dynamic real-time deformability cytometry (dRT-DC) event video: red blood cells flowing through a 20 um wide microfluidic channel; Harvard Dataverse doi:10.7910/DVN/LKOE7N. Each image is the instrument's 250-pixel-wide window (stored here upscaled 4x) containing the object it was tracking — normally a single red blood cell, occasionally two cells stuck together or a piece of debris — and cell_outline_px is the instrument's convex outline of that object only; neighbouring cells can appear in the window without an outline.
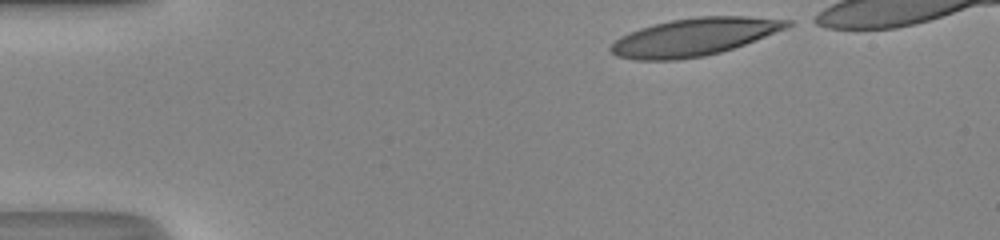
{"species": "human", "species_latin": "Homo sapiens", "temperature_condition": "room temperature", "stored_images_in_passage": 33, "camera_frame_rate_fps": 3000, "um_per_image_px": 0.085, "donor": {"sex": "male"}, "frame": {"image": 1, "passage_image": 1, "time_ms": 0.0, "image_size_px": [1000, 240], "cell_outline_px": [[792, 24], [784, 28], [744, 44], [720, 52], [704, 56], [672, 60], [636, 60], [616, 56], [608, 48], [620, 36], [640, 28], [672, 20], [696, 16], [744, 16], [792, 20]], "centroid_in_image_um": [58.95, 3.14], "position_along_channel_um": 26.0, "area_um2": 38.15}}
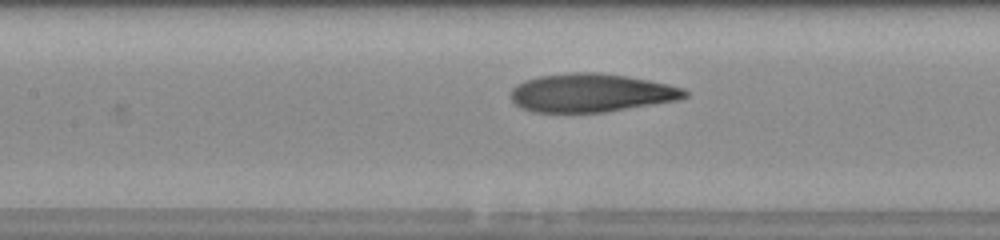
{"frame": {"image": 2, "passage_image": 16, "time_ms": 5.0, "image_size_px": [1000, 240], "cell_outline_px": [[688, 96], [676, 100], [604, 112], [532, 112], [516, 104], [512, 100], [512, 88], [516, 84], [524, 80], [540, 76], [568, 72], [596, 72], [624, 76], [648, 80], [668, 84], [684, 88], [688, 92]], "centroid_in_image_um": [50.23, 7.88], "position_along_channel_um": 157.2, "area_um2": 38.67}}
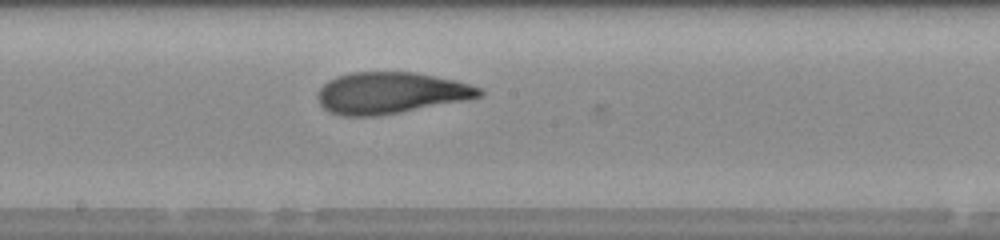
{"frame": {"image": 3, "passage_image": 20, "time_ms": 6.333, "image_size_px": [1000, 240], "cell_outline_px": [[484, 96], [464, 100], [400, 112], [376, 116], [344, 116], [332, 112], [324, 108], [320, 104], [316, 96], [320, 88], [328, 80], [336, 76], [352, 72], [416, 72], [456, 80], [480, 88], [484, 92]], "centroid_in_image_um": [33.19, 7.89], "position_along_channel_um": 215.0, "area_um2": 38.96}, "authors_computed_cell_mechanics": {"area_um2": 38.5526, "velocity_mm_per_s": 4.3611, "shape_relaxation_time_tau1_ms": 8.3118, "shape_relaxation_time_tau2_ms": 1.5371, "deformation_change_tau1": 0.3044, "deformation_change_tau2": 0.0933}}